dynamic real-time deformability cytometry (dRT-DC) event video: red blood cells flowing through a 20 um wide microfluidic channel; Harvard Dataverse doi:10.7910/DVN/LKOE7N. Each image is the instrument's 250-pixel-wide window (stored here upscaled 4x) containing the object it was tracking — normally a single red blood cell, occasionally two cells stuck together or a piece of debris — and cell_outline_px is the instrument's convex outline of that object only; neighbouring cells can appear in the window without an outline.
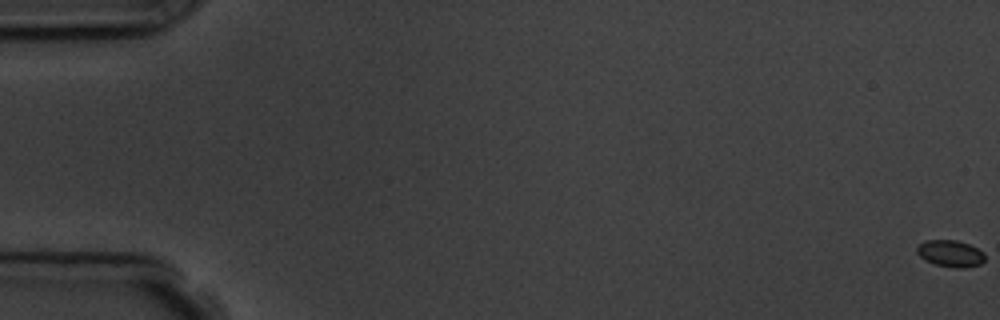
{"species": "common noctule bat (a hibernating species)", "species_latin": "Nyctalus noctula", "temperature_condition": "room temperature", "stored_images_in_passage": 7, "camera_frame_rate_fps": 3000, "um_per_image_px": 0.085, "animal": {"sex": "male", "body_mass_g": 19.5, "forearm_length_mm": 54.6}, "frame": {"image": 1, "passage_image": 1, "time_ms": 0.0, "image_size_px": [1000, 320], "cell_outline_px": [[984, 260], [980, 264], [964, 268], [956, 268], [936, 264], [920, 256], [916, 252], [916, 244], [924, 240], [956, 240], [968, 244], [984, 252]], "centroid_in_image_um": [80.76, 21.53], "position_along_channel_um": 4.2, "area_um2": 10.52}}
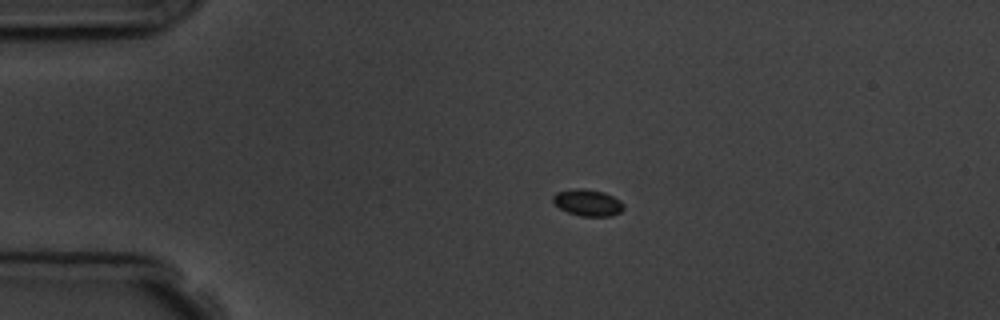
{"frame": {"image": 2, "passage_image": 4, "time_ms": 4.333, "image_size_px": [1000, 320], "cell_outline_px": [[624, 208], [620, 212], [612, 216], [580, 216], [568, 212], [560, 208], [552, 200], [552, 196], [556, 192], [576, 188], [584, 188], [604, 192], [620, 200], [624, 204]], "centroid_in_image_um": [49.96, 17.22], "position_along_channel_um": 35.0, "area_um2": 10.98}}
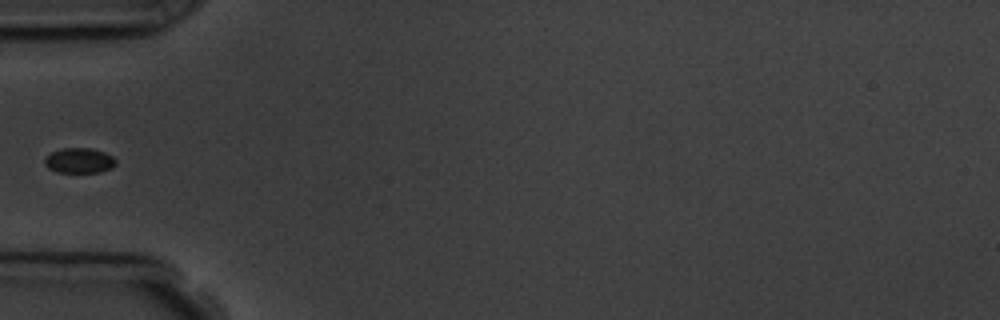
{"frame": {"image": 3, "passage_image": 6, "time_ms": 6.667, "image_size_px": [1000, 320], "cell_outline_px": [[116, 164], [112, 168], [100, 172], [56, 172], [48, 168], [44, 164], [44, 160], [52, 152], [64, 148], [88, 148], [104, 152], [112, 156], [116, 160]], "centroid_in_image_um": [6.75, 13.66], "position_along_channel_um": 78.3, "area_um2": 10.35}}